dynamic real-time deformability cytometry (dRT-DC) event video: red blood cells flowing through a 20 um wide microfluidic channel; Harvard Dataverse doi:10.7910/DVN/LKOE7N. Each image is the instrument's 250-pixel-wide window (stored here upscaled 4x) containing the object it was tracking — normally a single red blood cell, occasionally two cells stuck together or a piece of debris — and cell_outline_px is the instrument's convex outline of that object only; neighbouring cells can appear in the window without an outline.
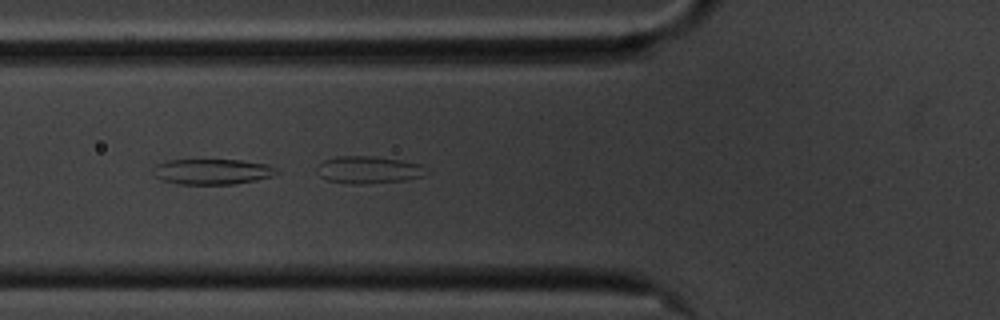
{"species": "common noctule bat (a hibernating species)", "species_latin": "Nyctalus noctula", "temperature_condition": "cold", "stored_images_in_passage": 13, "camera_frame_rate_fps": 3000, "um_per_image_px": 0.085, "animal": {"sex": "male", "body_mass_g": 20.1, "forearm_length_mm": 53.5}, "frame": {"image": 1, "passage_image": 10, "time_ms": 3.0, "image_size_px": [1000, 320], "cell_outline_px": [[280, 172], [276, 176], [236, 184], [176, 184], [164, 180], [156, 176], [156, 164], [164, 160], [240, 160], [268, 164], [280, 168]], "centroid_in_image_um": [18.17, 14.59], "position_along_channel_um": 107.6, "area_um2": 18.5}}